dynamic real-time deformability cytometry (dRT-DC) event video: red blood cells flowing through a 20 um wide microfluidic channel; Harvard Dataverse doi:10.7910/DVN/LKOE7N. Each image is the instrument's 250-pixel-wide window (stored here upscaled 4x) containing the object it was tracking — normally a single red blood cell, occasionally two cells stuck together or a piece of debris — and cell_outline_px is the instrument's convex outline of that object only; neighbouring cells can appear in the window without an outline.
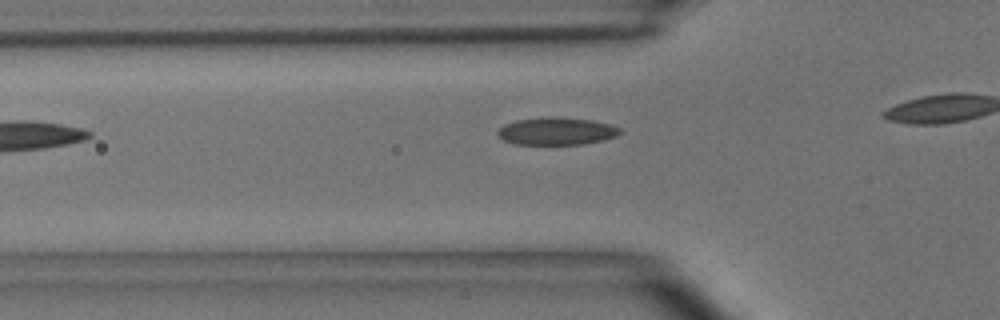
{"species": "common noctule bat (a hibernating species)", "species_latin": "Nyctalus noctula", "temperature_condition": "room temperature", "stored_images_in_passage": 12, "camera_frame_rate_fps": 3000, "um_per_image_px": 0.085, "animal": {"sex": "male", "body_mass_g": 15.6}, "frame": {"image": 1, "passage_image": 4, "time_ms": 1.0, "image_size_px": [1000, 320], "cell_outline_px": [[620, 132], [616, 136], [604, 140], [584, 144], [516, 144], [504, 140], [496, 132], [504, 124], [516, 120], [548, 116], [556, 116], [592, 120], [612, 124], [620, 128]], "centroid_in_image_um": [47.33, 11.13], "position_along_channel_um": 78.5, "area_um2": 19.71}}